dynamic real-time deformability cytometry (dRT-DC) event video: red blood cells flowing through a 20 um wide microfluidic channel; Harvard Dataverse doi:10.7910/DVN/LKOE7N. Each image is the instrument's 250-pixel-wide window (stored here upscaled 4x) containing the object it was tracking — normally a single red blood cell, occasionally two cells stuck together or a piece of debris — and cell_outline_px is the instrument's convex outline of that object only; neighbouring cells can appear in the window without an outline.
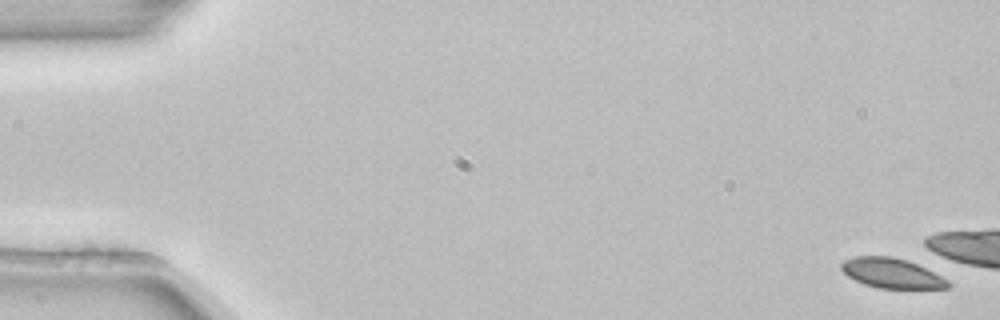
{"species": "common noctule bat (a hibernating species)", "species_latin": "Nyctalus noctula", "temperature_condition": "room temperature", "stored_images_in_passage": 4, "camera_frame_rate_fps": 3000, "um_per_image_px": 0.085, "animal": {"sex": "female", "body_mass_g": 22.7, "forearm_length_mm": 54.2}, "frame": {"image": 1, "passage_image": 1, "time_ms": 0.0, "image_size_px": [1000, 320], "cell_outline_px": [[952, 284], [948, 288], [880, 288], [864, 284], [848, 276], [840, 268], [840, 264], [844, 260], [856, 256], [892, 256], [908, 260], [948, 280]], "centroid_in_image_um": [75.77, 23.21], "position_along_channel_um": 9.2, "area_um2": 18.38}}